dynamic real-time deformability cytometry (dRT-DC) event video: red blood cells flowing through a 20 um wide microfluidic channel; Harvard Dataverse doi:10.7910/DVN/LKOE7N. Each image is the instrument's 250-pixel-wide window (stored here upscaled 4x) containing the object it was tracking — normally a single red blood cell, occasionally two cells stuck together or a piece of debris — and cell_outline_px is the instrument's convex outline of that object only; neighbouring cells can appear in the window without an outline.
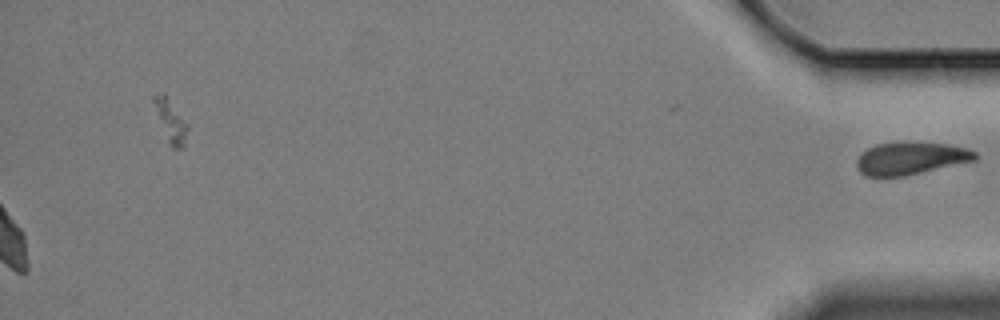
{"species": "Egyptian fruit bat (a non-hibernating species)", "species_latin": "Rousettus aegyptiacus", "temperature_condition": "cold", "stored_images_in_passage": 51, "segment_of_instrument_passage": [2, 2], "camera_frame_rate_fps": 3000, "um_per_image_px": 0.085, "animal": {"sex": "female"}, "frame": {"image": 1, "passage_image": 51, "time_ms": 16.667, "image_size_px": [1000, 320], "cell_outline_px": [[976, 160], [904, 176], [864, 176], [860, 172], [856, 164], [856, 160], [868, 148], [876, 144], [944, 144], [968, 148], [976, 152]], "centroid_in_image_um": [77.41, 13.49], "position_along_channel_um": 357.8, "area_um2": 21.62}}